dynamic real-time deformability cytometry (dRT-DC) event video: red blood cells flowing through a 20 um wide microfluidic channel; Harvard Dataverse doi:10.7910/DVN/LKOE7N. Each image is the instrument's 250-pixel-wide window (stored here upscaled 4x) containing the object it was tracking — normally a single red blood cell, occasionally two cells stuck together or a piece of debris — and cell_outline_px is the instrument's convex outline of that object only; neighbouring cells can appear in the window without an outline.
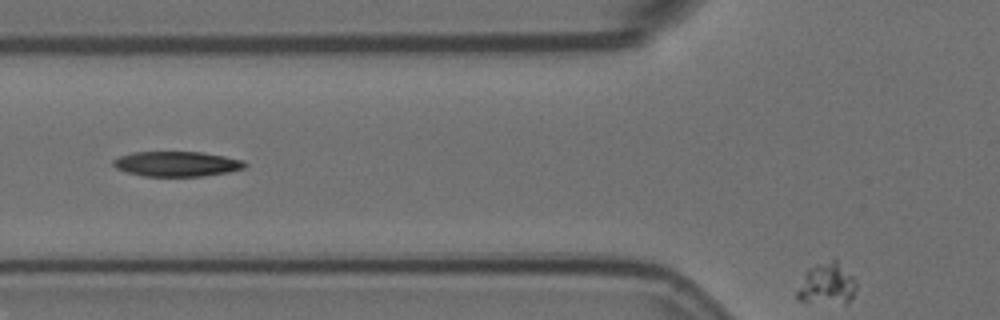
{"species": "Egyptian fruit bat (a non-hibernating species)", "species_latin": "Rousettus aegyptiacus", "temperature_condition": "room temperature", "stored_images_in_passage": 4, "segment_of_instrument_passage": [2, 2], "camera_frame_rate_fps": 3000, "um_per_image_px": 0.085, "animal": {"sex": "female"}, "frame": {"image": 1, "passage_image": 4, "time_ms": 1.0, "image_size_px": [1000, 320], "cell_outline_px": [[856, 288], [848, 304], [844, 304], [796, 300], [796, 292], [808, 272], [816, 264], [836, 256], [852, 276], [856, 284]], "centroid_in_image_um": [70.34, 24.11], "position_along_channel_um": 55.5, "area_um2": 14.28}}